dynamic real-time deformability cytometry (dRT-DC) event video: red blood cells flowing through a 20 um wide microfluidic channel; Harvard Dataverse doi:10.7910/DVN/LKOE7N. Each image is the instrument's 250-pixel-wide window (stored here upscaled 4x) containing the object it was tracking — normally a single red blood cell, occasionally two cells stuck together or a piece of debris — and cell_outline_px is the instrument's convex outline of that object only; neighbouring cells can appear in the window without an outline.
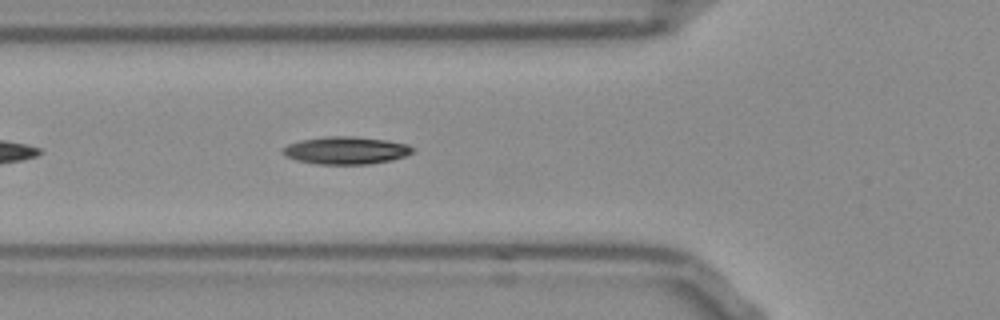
{"species": "Egyptian fruit bat (a non-hibernating species)", "species_latin": "Rousettus aegyptiacus", "temperature_condition": "room temperature", "stored_images_in_passage": 10, "camera_frame_rate_fps": 3000, "um_per_image_px": 0.085, "frame": {"image": 1, "passage_image": 6, "time_ms": 1.667, "image_size_px": [1000, 320], "cell_outline_px": [[412, 152], [404, 156], [392, 160], [368, 164], [316, 164], [296, 160], [288, 156], [284, 152], [284, 148], [288, 144], [300, 140], [328, 136], [352, 136], [384, 140], [408, 144], [412, 148]], "centroid_in_image_um": [29.41, 12.78], "position_along_channel_um": 96.4, "area_um2": 20.52}}